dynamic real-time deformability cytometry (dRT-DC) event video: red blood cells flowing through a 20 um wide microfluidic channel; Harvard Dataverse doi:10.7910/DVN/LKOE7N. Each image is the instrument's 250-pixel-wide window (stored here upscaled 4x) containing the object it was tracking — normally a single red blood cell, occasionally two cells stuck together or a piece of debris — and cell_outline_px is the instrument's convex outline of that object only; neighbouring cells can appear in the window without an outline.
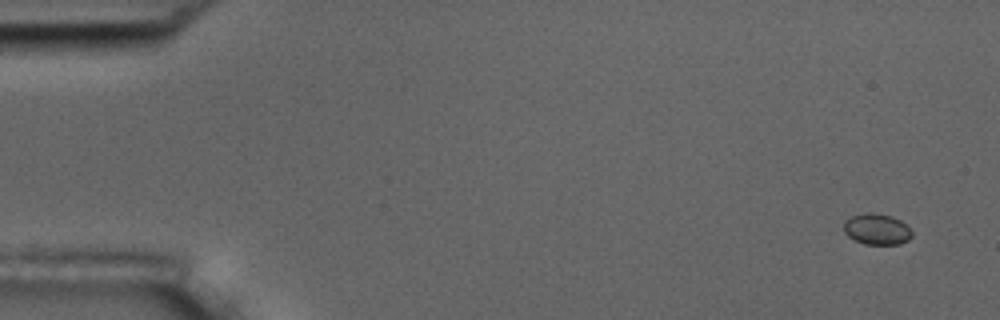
{"species": "common noctule bat (a hibernating species)", "species_latin": "Nyctalus noctula", "temperature_condition": "room temperature", "stored_images_in_passage": 13, "camera_frame_rate_fps": 3000, "um_per_image_px": 0.085, "animal": {"sex": "male", "body_mass_g": 17.5, "forearm_length_mm": 52.3}, "frame": {"image": 1, "passage_image": 1, "time_ms": 0.0, "image_size_px": [1000, 320], "cell_outline_px": [[912, 236], [908, 240], [900, 244], [864, 244], [848, 236], [844, 232], [844, 220], [852, 216], [868, 212], [872, 212], [892, 216], [900, 220], [912, 232]], "centroid_in_image_um": [74.52, 19.48], "position_along_channel_um": 10.5, "area_um2": 12.25}}
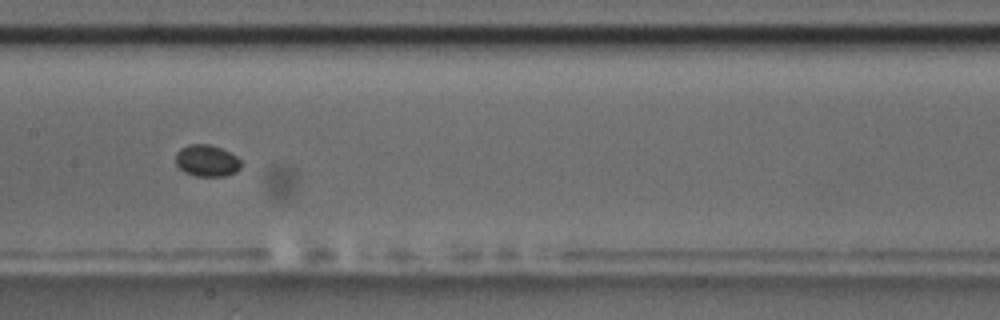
{"frame": {"image": 2, "passage_image": 8, "time_ms": 2.333, "image_size_px": [1000, 320], "cell_outline_px": [[240, 168], [236, 172], [224, 176], [196, 176], [184, 172], [176, 164], [176, 152], [180, 148], [188, 144], [208, 144], [220, 148], [236, 156], [240, 160]], "centroid_in_image_um": [17.55, 13.66], "position_along_channel_um": 189.8, "area_um2": 12.02}}
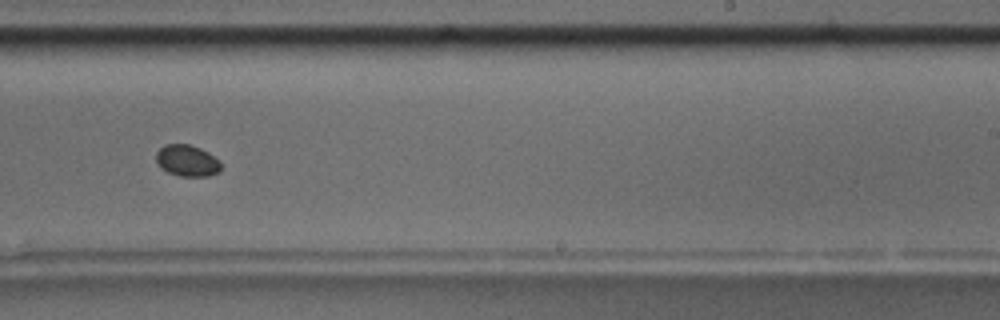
{"frame": {"image": 3, "passage_image": 10, "time_ms": 3.0, "image_size_px": [1000, 320], "cell_outline_px": [[220, 172], [208, 176], [180, 176], [168, 172], [160, 168], [156, 160], [156, 152], [164, 144], [188, 144], [200, 148], [208, 152], [220, 160]], "centroid_in_image_um": [15.9, 13.65], "position_along_channel_um": 273.1, "area_um2": 11.96}}